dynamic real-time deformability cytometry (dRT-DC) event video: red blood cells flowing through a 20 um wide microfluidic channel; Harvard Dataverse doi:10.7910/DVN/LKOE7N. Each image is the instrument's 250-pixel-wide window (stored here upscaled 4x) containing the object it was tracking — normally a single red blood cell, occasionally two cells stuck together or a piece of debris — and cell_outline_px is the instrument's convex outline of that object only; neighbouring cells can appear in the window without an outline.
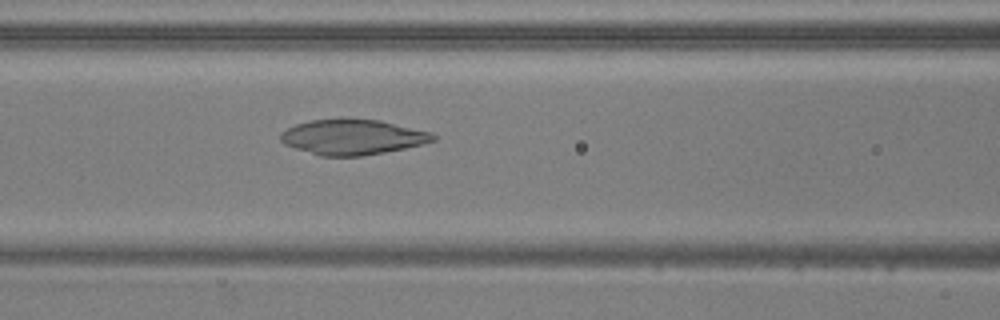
{"species": "common noctule bat (a hibernating species)", "species_latin": "Nyctalus noctula", "temperature_condition": "warm", "stored_images_in_passage": 40, "camera_frame_rate_fps": 3000, "um_per_image_px": 0.085, "animal": {"sex": "male", "body_mass_g": 20.5, "forearm_length_mm": 52.5}, "frame": {"image": 1, "passage_image": 10, "time_ms": 3.0, "image_size_px": [1000, 320], "cell_outline_px": [[436, 140], [424, 144], [384, 152], [360, 156], [320, 156], [284, 144], [280, 140], [280, 132], [296, 124], [312, 120], [340, 116], [380, 120], [432, 132], [436, 136]], "centroid_in_image_um": [29.97, 11.61], "position_along_channel_um": 136.6, "area_um2": 31.91}}
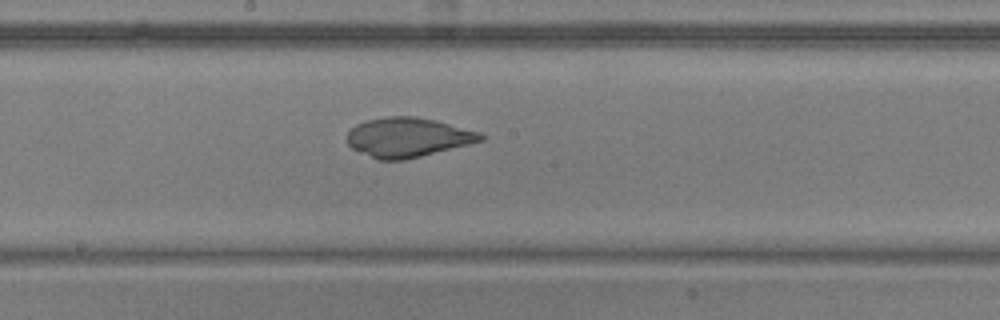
{"frame": {"image": 2, "passage_image": 16, "time_ms": 5.0, "image_size_px": [1000, 320], "cell_outline_px": [[488, 136], [484, 140], [404, 160], [376, 160], [352, 148], [348, 144], [348, 132], [356, 124], [364, 120], [384, 116], [416, 116], [436, 120], [480, 132]], "centroid_in_image_um": [34.66, 11.66], "position_along_channel_um": 213.5, "area_um2": 30.81}}
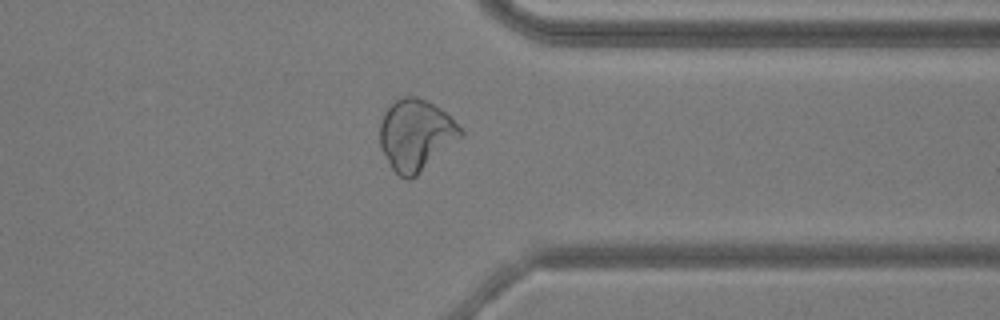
{"frame": {"image": 3, "passage_image": 29, "time_ms": 9.333, "image_size_px": [1000, 320], "cell_outline_px": [[464, 136], [412, 180], [408, 180], [400, 176], [392, 168], [380, 148], [380, 120], [384, 112], [396, 100], [404, 96], [416, 96], [428, 100], [440, 108], [464, 132]], "centroid_in_image_um": [35.35, 11.48], "position_along_channel_um": 376.1, "area_um2": 33.64}}